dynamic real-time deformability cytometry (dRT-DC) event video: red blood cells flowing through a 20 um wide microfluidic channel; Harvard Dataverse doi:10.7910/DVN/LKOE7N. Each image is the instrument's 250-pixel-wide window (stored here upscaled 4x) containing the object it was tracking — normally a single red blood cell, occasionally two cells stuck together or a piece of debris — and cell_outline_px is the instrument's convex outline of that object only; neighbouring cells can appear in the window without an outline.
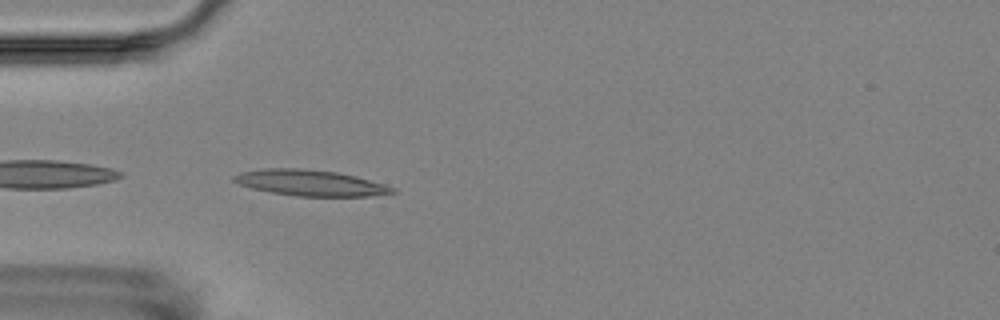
{"species": "Egyptian fruit bat (a non-hibernating species)", "species_latin": "Rousettus aegyptiacus", "temperature_condition": "room temperature", "stored_images_in_passage": 4, "camera_frame_rate_fps": 3000, "um_per_image_px": 0.085, "animal": {"sex": "female"}, "frame": {"image": 1, "passage_image": 4, "time_ms": 3.667, "image_size_px": [1000, 320], "cell_outline_px": [[400, 192], [368, 196], [296, 196], [272, 192], [252, 188], [240, 184], [232, 180], [232, 176], [240, 172], [264, 168], [300, 168], [336, 172], [356, 176], [384, 184], [396, 188]], "centroid_in_image_um": [26.4, 15.54], "position_along_channel_um": 58.6, "area_um2": 23.93}}